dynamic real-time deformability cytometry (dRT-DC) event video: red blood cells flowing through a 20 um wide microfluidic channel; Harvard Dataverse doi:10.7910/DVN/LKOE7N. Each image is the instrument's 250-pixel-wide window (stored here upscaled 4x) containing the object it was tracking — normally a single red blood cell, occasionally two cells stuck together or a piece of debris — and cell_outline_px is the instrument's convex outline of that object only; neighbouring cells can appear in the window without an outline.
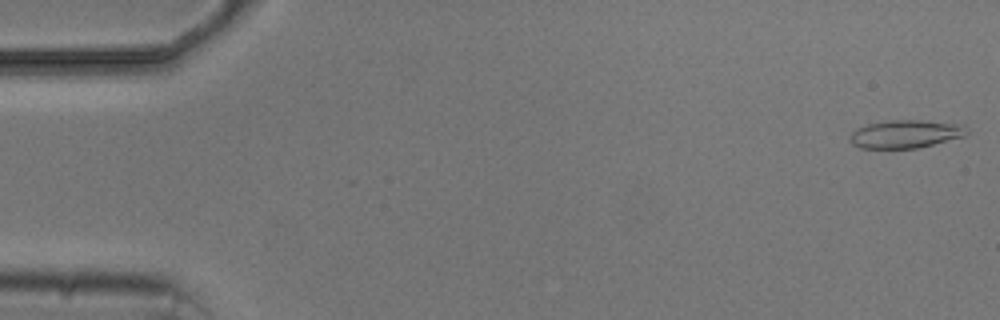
{"species": "common noctule bat (a hibernating species)", "species_latin": "Nyctalus noctula", "temperature_condition": "cold", "stored_images_in_passage": 6, "camera_frame_rate_fps": 3000, "um_per_image_px": 0.085, "animal": {"sex": "male", "body_mass_g": 20.5, "forearm_length_mm": 52.5}, "frame": {"image": 1, "passage_image": 1, "time_ms": 0.0, "image_size_px": [1000, 320], "cell_outline_px": [[968, 132], [964, 136], [916, 148], [860, 148], [852, 144], [848, 140], [848, 136], [856, 128], [868, 124], [888, 120], [928, 120], [964, 124], [968, 128]], "centroid_in_image_um": [76.96, 11.37], "position_along_channel_um": 8.0, "area_um2": 19.31}}
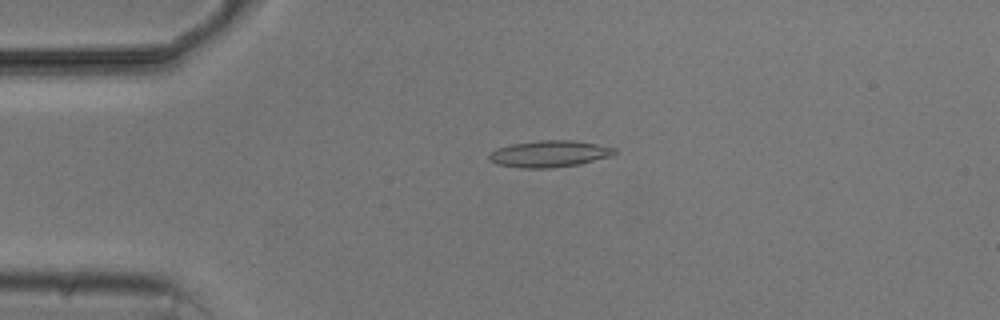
{"frame": {"image": 2, "passage_image": 4, "time_ms": 3.667, "image_size_px": [1000, 320], "cell_outline_px": [[616, 152], [612, 156], [580, 164], [552, 168], [520, 168], [496, 164], [488, 160], [488, 156], [496, 148], [512, 144], [540, 140], [572, 140], [596, 144], [616, 148]], "centroid_in_image_um": [46.69, 13.08], "position_along_channel_um": 38.3, "area_um2": 19.54}}
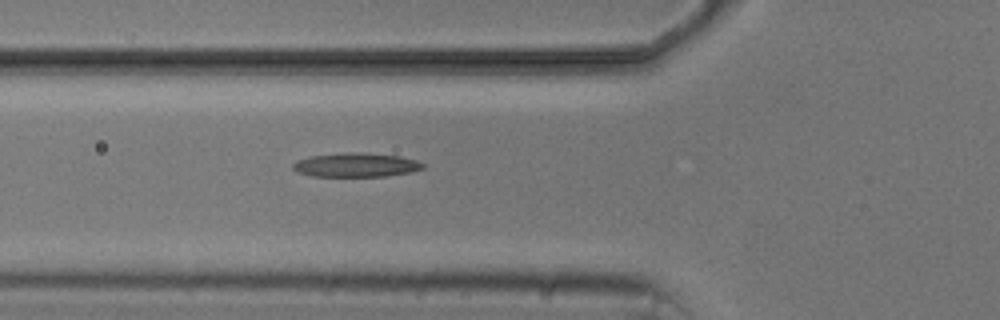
{"frame": {"image": 3, "passage_image": 6, "time_ms": 6.0, "image_size_px": [1000, 320], "cell_outline_px": [[424, 168], [412, 172], [384, 176], [312, 176], [296, 172], [292, 168], [292, 164], [296, 160], [312, 156], [344, 152], [364, 152], [400, 156], [416, 160], [424, 164]], "centroid_in_image_um": [30.25, 14.01], "position_along_channel_um": 95.6, "area_um2": 18.32}}